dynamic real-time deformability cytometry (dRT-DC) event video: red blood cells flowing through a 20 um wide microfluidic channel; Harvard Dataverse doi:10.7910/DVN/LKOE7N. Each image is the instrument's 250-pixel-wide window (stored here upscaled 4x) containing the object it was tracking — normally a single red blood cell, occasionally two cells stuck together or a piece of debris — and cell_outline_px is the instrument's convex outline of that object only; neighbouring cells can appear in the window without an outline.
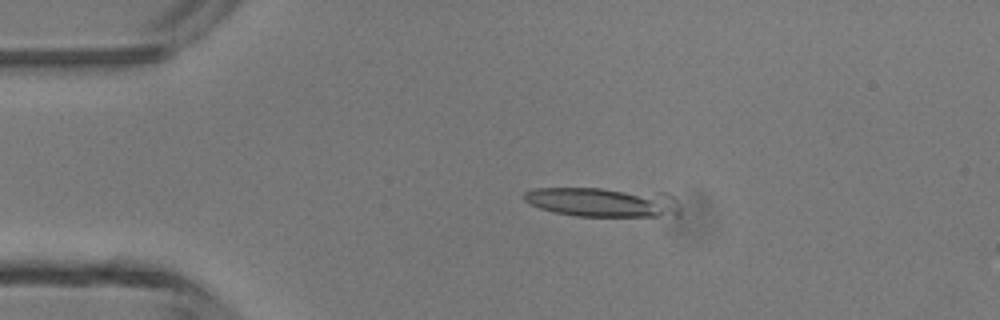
{"species": "common noctule bat (a hibernating species)", "species_latin": "Nyctalus noctula", "temperature_condition": "room temperature", "stored_images_in_passage": 5, "camera_frame_rate_fps": 3000, "um_per_image_px": 0.085, "animal": {"sex": "male", "body_mass_g": 13.3}, "frame": {"image": 1, "passage_image": 1, "time_ms": 0.0, "image_size_px": [1000, 320], "cell_outline_px": [[680, 216], [576, 216], [556, 212], [540, 208], [528, 204], [520, 196], [524, 192], [532, 188], [600, 188], [668, 192], [680, 204]], "centroid_in_image_um": [51.27, 17.17], "position_along_channel_um": 33.7, "area_um2": 27.46}}